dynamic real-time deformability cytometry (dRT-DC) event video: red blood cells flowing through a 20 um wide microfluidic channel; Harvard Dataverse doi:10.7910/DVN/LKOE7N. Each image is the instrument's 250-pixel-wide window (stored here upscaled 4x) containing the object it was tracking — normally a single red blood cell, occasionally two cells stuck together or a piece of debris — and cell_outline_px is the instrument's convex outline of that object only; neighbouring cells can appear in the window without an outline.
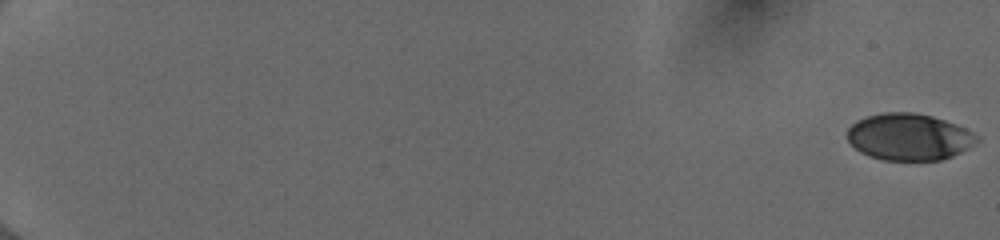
{"species": "human", "species_latin": "Homo sapiens", "temperature_condition": "cold", "stored_images_in_passage": 55, "camera_frame_rate_fps": 3000, "um_per_image_px": 0.085, "donor": {"sex": "female"}, "frame": {"image": 1, "passage_image": 1, "time_ms": 0.0, "image_size_px": [1000, 240], "cell_outline_px": [[980, 140], [968, 148], [952, 156], [940, 160], [884, 160], [868, 156], [860, 152], [848, 140], [848, 128], [856, 120], [868, 116], [884, 112], [912, 112], [932, 116], [956, 124], [980, 136]], "centroid_in_image_um": [77.27, 11.64], "position_along_channel_um": 7.7, "area_um2": 35.26}}
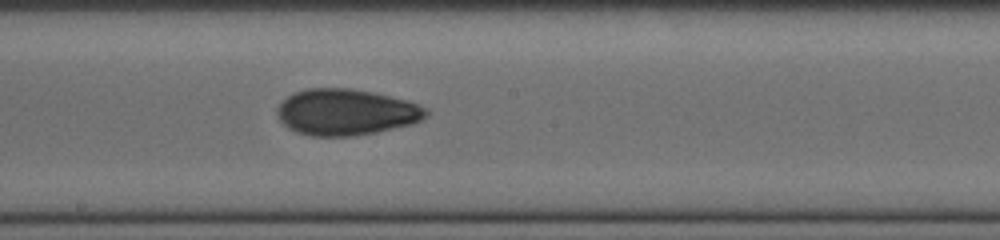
{"frame": {"image": 2, "passage_image": 34, "time_ms": 11.0, "image_size_px": [1000, 240], "cell_outline_px": [[428, 116], [412, 124], [376, 132], [348, 136], [312, 136], [296, 132], [288, 128], [276, 116], [276, 108], [288, 96], [296, 92], [308, 88], [348, 88], [372, 92], [408, 100], [428, 108]], "centroid_in_image_um": [29.42, 9.53], "position_along_channel_um": 218.8, "area_um2": 40.11}}
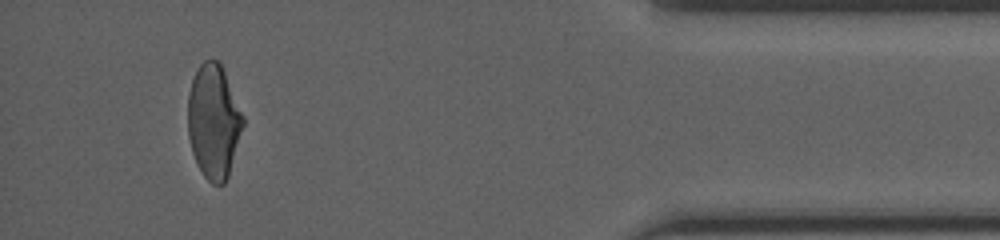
{"frame": {"image": 3, "passage_image": 52, "time_ms": 17.0, "image_size_px": [1000, 240], "cell_outline_px": [[244, 124], [228, 176], [224, 184], [212, 184], [204, 176], [196, 164], [192, 152], [188, 136], [188, 92], [192, 80], [200, 64], [204, 60], [220, 60], [244, 116]], "centroid_in_image_um": [18.16, 10.31], "position_along_channel_um": 417.0, "area_um2": 36.82}, "authors_computed_cell_mechanics": {"area_um2": 37.9168, "velocity_mm_per_s": 4.0188, "shape_relaxation_time_tau1_ms": 8.7907, "shape_relaxation_time_tau2_ms": 2.55, "deformation_change_tau1": 0.212, "deformation_change_tau2": 0.0758}}